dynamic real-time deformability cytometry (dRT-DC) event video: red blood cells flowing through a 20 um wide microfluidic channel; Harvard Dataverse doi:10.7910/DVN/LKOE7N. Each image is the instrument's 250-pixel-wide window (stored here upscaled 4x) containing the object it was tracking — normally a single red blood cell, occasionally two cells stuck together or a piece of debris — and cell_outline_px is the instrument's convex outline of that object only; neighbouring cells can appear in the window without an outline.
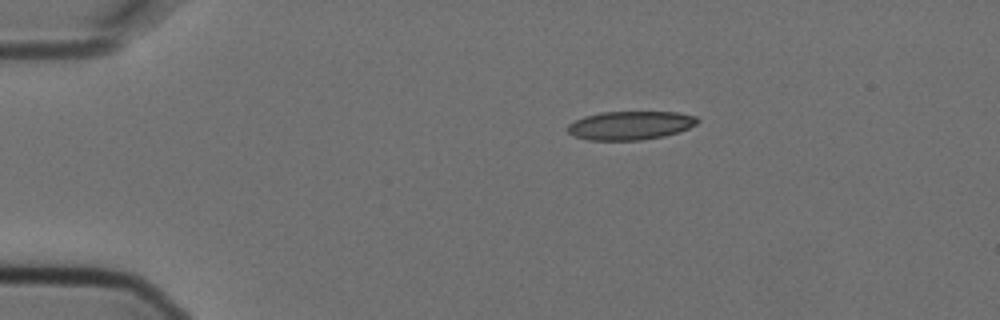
{"species": "Egyptian fruit bat (a non-hibernating species)", "species_latin": "Rousettus aegyptiacus", "temperature_condition": "cold", "stored_images_in_passage": 7, "camera_frame_rate_fps": 3000, "um_per_image_px": 0.085, "animal": {"sex": "female"}, "frame": {"image": 1, "passage_image": 1, "time_ms": 0.0, "image_size_px": [1000, 320], "cell_outline_px": [[700, 120], [696, 124], [688, 128], [664, 136], [640, 140], [588, 140], [576, 136], [568, 132], [568, 124], [584, 116], [600, 112], [676, 112], [696, 116]], "centroid_in_image_um": [53.57, 10.65], "position_along_channel_um": 31.4, "area_um2": 21.5}}
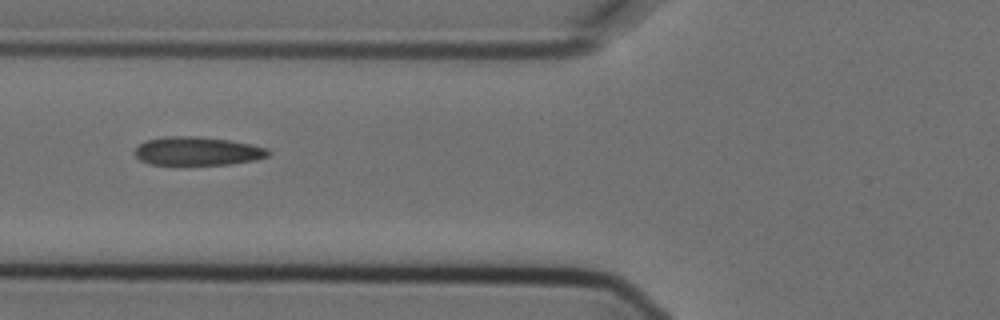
{"frame": {"image": 2, "passage_image": 4, "time_ms": 1.0, "image_size_px": [1000, 320], "cell_outline_px": [[272, 152], [268, 156], [256, 160], [228, 164], [148, 164], [140, 160], [132, 152], [140, 144], [148, 140], [164, 136], [196, 136], [228, 140], [252, 144], [268, 148]], "centroid_in_image_um": [16.8, 12.84], "position_along_channel_um": 109.0, "area_um2": 22.2}}
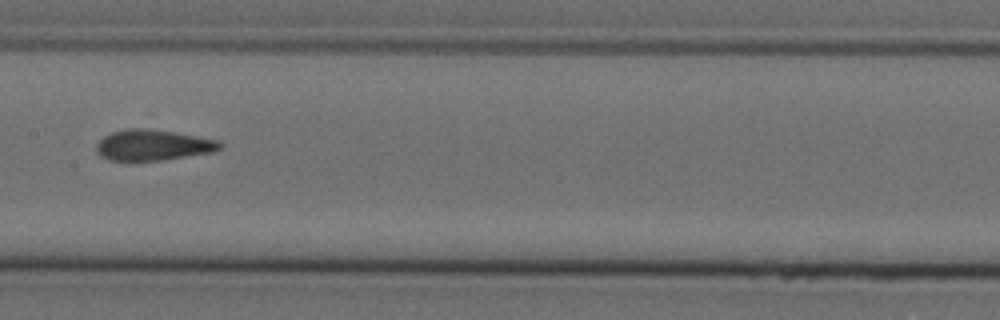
{"frame": {"image": 3, "passage_image": 6, "time_ms": 1.667, "image_size_px": [1000, 320], "cell_outline_px": [[224, 144], [220, 148], [212, 152], [164, 160], [108, 160], [100, 156], [96, 152], [96, 144], [104, 136], [112, 132], [124, 128], [148, 128], [176, 132], [220, 140]], "centroid_in_image_um": [13.01, 12.32], "position_along_channel_um": 194.4, "area_um2": 22.37}}